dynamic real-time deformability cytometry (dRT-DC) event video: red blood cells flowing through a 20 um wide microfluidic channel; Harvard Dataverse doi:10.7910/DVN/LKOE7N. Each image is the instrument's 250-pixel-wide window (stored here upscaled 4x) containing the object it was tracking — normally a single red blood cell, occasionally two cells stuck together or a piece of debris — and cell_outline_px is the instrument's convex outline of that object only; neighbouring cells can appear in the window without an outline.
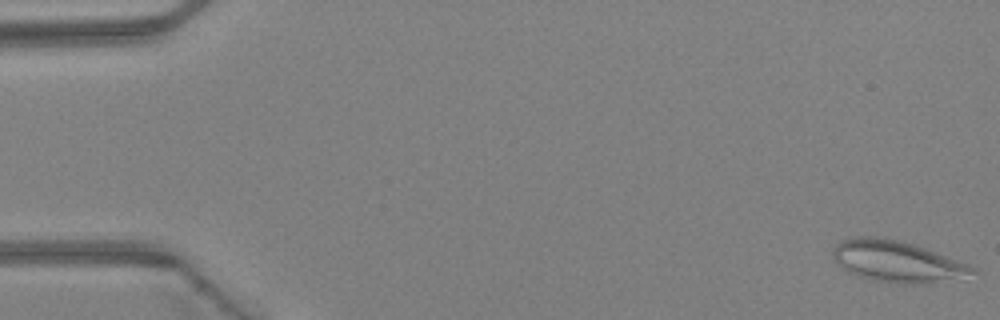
{"species": "Egyptian fruit bat (a non-hibernating species)", "species_latin": "Rousettus aegyptiacus", "temperature_condition": "warm", "stored_images_in_passage": 46, "camera_frame_rate_fps": 3000, "um_per_image_px": 0.085, "animal": {"sex": "female"}, "frame": {"image": 1, "passage_image": 1, "time_ms": 0.0, "image_size_px": [1000, 320], "cell_outline_px": [[980, 272], [928, 284], [900, 284], [872, 280], [848, 272], [832, 256], [832, 252], [836, 244], [844, 240], [860, 236], [872, 236], [896, 240], [912, 244], [924, 248], [968, 264], [976, 268]], "centroid_in_image_um": [76.25, 22.24], "position_along_channel_um": 8.8, "area_um2": 33.06}}
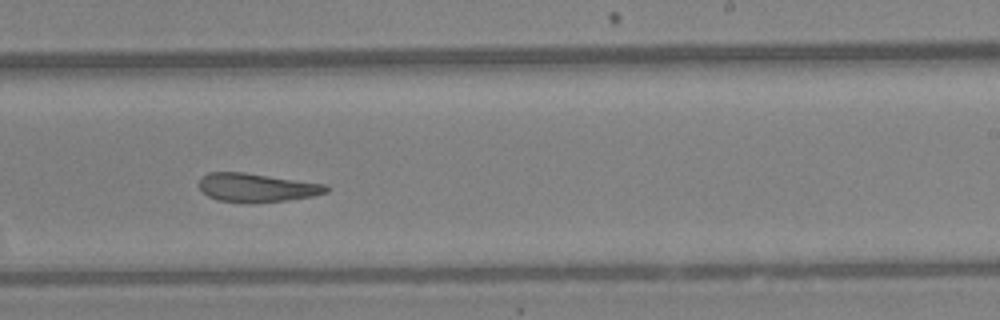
{"frame": {"image": 2, "passage_image": 29, "time_ms": 9.333, "image_size_px": [1000, 320], "cell_outline_px": [[332, 188], [328, 192], [312, 196], [288, 200], [216, 200], [208, 196], [200, 188], [200, 180], [208, 172], [244, 172], [328, 184]], "centroid_in_image_um": [21.91, 15.9], "position_along_channel_um": 267.1, "area_um2": 20.52}}
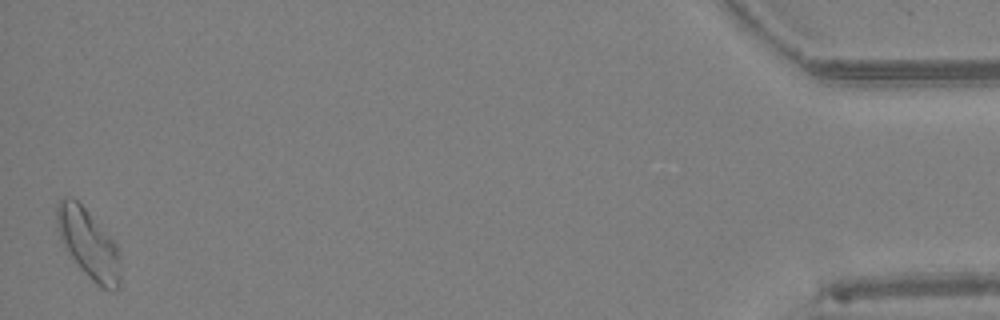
{"frame": {"image": 3, "passage_image": 46, "time_ms": 15.0, "image_size_px": [1000, 320], "cell_outline_px": [[120, 288], [112, 292], [100, 288], [80, 268], [64, 248], [56, 224], [56, 204], [64, 196], [72, 196], [88, 212], [116, 244], [120, 256]], "centroid_in_image_um": [7.52, 20.75], "position_along_channel_um": 427.7, "area_um2": 25.72}, "authors_computed_cell_mechanics": {"area_um2": 22.8888, "velocity_mm_per_s": 4.4174, "shape_relaxation_time_tau1_ms": null, "shape_relaxation_time_tau2_ms": 2.3318, "deformation_change_tau1": null, "deformation_change_tau2": 0.1017}}